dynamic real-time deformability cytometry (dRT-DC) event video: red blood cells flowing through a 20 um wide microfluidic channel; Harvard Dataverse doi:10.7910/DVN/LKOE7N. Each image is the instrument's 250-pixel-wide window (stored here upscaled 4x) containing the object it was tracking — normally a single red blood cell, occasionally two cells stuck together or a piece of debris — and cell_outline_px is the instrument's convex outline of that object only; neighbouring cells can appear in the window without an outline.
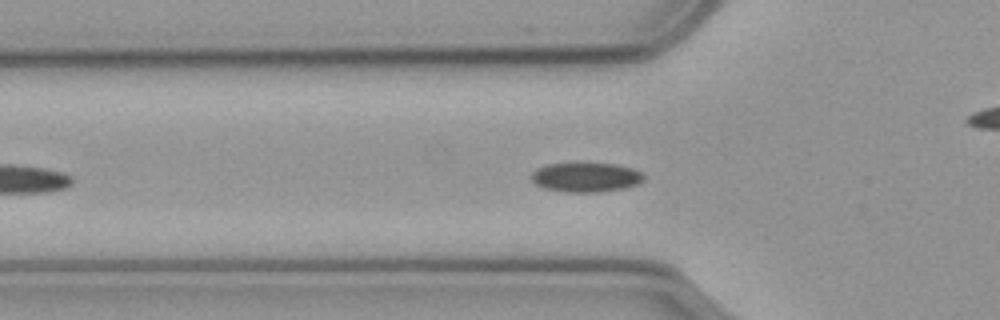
{"species": "common noctule bat (a hibernating species)", "species_latin": "Nyctalus noctula", "temperature_condition": "cold", "stored_images_in_passage": 36, "camera_frame_rate_fps": 3000, "um_per_image_px": 0.085, "animal": {"sex": "male", "body_mass_g": 23.1, "forearm_length_mm": 52.7}, "frame": {"image": 1, "passage_image": 11, "time_ms": 3.333, "image_size_px": [1000, 320], "cell_outline_px": [[644, 180], [636, 184], [624, 188], [600, 192], [564, 192], [544, 188], [536, 184], [532, 180], [532, 172], [536, 168], [548, 164], [616, 164], [632, 168], [640, 172], [644, 176]], "centroid_in_image_um": [49.79, 15.08], "position_along_channel_um": 76.0, "area_um2": 19.07}}
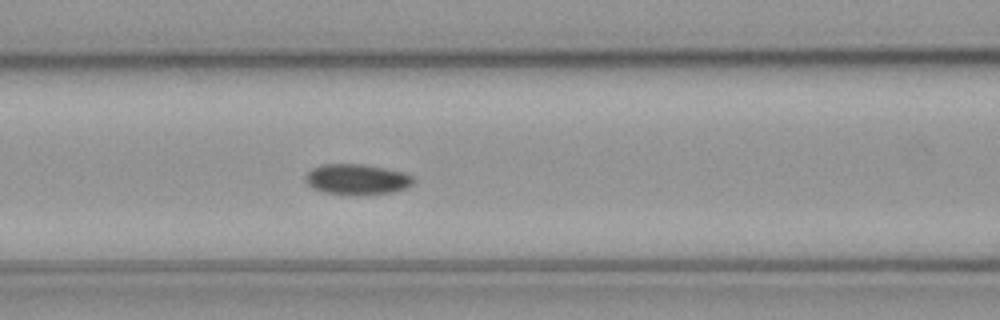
{"frame": {"image": 2, "passage_image": 16, "time_ms": 5.0, "image_size_px": [1000, 320], "cell_outline_px": [[416, 180], [408, 188], [392, 192], [324, 192], [312, 188], [304, 180], [304, 176], [312, 168], [324, 164], [364, 164], [404, 172], [412, 176]], "centroid_in_image_um": [30.35, 15.19], "position_along_channel_um": 136.3, "area_um2": 18.55}}